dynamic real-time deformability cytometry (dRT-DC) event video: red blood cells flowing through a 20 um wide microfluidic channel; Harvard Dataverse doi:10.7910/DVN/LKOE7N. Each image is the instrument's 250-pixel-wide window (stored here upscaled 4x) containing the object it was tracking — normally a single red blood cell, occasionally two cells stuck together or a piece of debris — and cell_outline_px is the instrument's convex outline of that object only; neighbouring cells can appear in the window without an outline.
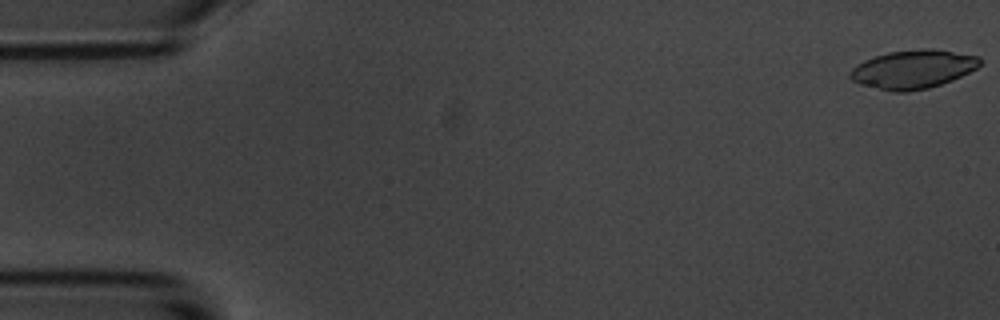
{"species": "common noctule bat (a hibernating species)", "species_latin": "Nyctalus noctula", "temperature_condition": "room temperature", "stored_images_in_passage": 11, "camera_frame_rate_fps": 3000, "um_per_image_px": 0.085, "animal": {"sex": "male", "body_mass_g": 20.1, "forearm_length_mm": 53.5}, "frame": {"image": 1, "passage_image": 1, "time_ms": 0.0, "image_size_px": [1000, 320], "cell_outline_px": [[980, 64], [976, 68], [952, 80], [928, 88], [908, 92], [892, 92], [860, 84], [852, 80], [848, 76], [848, 72], [856, 64], [864, 60], [888, 52], [920, 48], [932, 48], [980, 56]], "centroid_in_image_um": [77.57, 5.88], "position_along_channel_um": 7.4, "area_um2": 29.3}}